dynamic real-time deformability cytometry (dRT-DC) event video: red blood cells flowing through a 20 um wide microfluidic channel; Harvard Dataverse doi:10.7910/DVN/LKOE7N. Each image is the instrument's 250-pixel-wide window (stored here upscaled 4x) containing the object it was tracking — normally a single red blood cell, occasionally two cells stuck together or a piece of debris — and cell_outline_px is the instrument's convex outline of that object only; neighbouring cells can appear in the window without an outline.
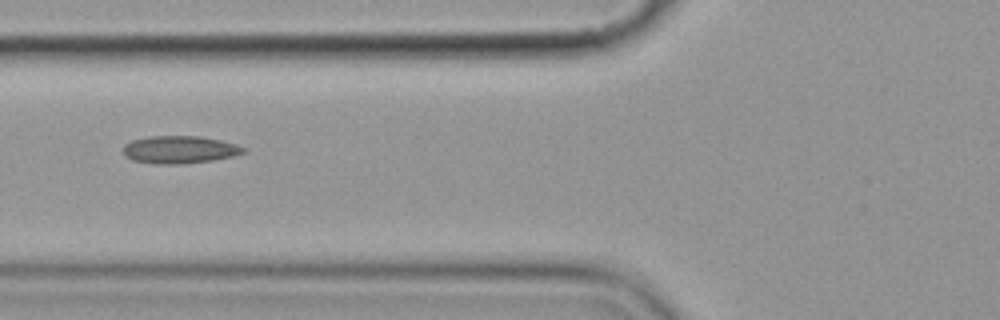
{"species": "common noctule bat (a hibernating species)", "species_latin": "Nyctalus noctula", "temperature_condition": "cold", "stored_images_in_passage": 9, "camera_frame_rate_fps": 3000, "um_per_image_px": 0.085, "animal": {"sex": "female", "body_mass_g": 19.9}, "frame": {"image": 1, "passage_image": 4, "time_ms": 3.667, "image_size_px": [1000, 320], "cell_outline_px": [[248, 152], [232, 156], [212, 160], [184, 164], [152, 164], [132, 160], [124, 156], [124, 144], [132, 140], [148, 136], [200, 136], [220, 140], [236, 144], [248, 148]], "centroid_in_image_um": [15.28, 12.72], "position_along_channel_um": 110.5, "area_um2": 19.59}}
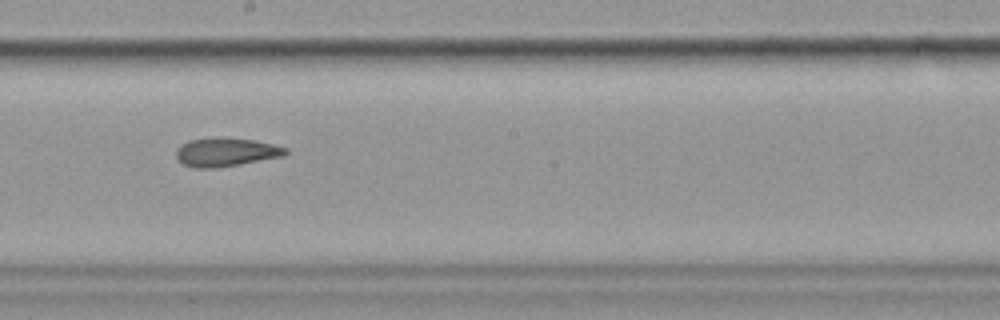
{"frame": {"image": 2, "passage_image": 7, "time_ms": 7.0, "image_size_px": [1000, 320], "cell_outline_px": [[288, 152], [284, 156], [240, 164], [216, 168], [192, 168], [184, 164], [176, 156], [176, 148], [180, 144], [188, 140], [220, 136], [256, 140], [288, 148]], "centroid_in_image_um": [19.19, 12.91], "position_along_channel_um": 229.0, "area_um2": 18.55}}
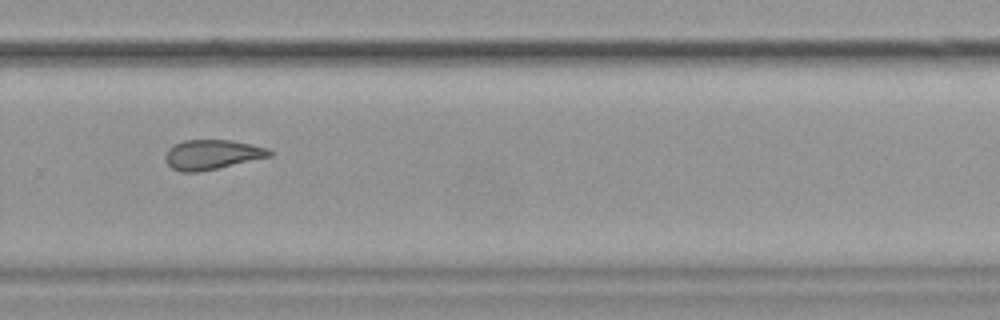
{"frame": {"image": 3, "passage_image": 9, "time_ms": 9.333, "image_size_px": [1000, 320], "cell_outline_px": [[276, 152], [272, 156], [200, 172], [180, 172], [172, 168], [164, 160], [164, 156], [168, 148], [184, 140], [232, 140], [268, 148]], "centroid_in_image_um": [18.04, 13.14], "position_along_channel_um": 311.8, "area_um2": 18.21}}